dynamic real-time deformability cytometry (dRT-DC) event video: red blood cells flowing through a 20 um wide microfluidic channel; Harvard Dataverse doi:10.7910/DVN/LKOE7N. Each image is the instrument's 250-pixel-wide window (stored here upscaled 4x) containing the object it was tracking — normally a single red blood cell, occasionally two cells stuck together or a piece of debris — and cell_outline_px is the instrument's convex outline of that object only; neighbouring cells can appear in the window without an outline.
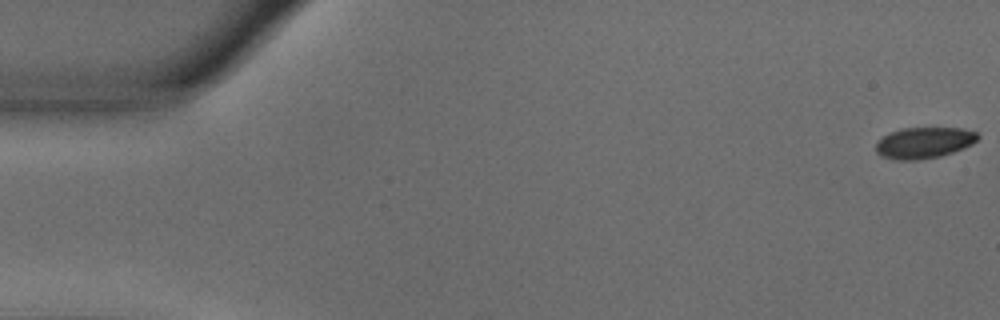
{"species": "common noctule bat (a hibernating species)", "species_latin": "Nyctalus noctula", "temperature_condition": "warm", "stored_images_in_passage": 56, "camera_frame_rate_fps": 3000, "um_per_image_px": 0.085, "animal": {"sex": "male", "body_mass_g": 18.8}, "frame": {"image": 1, "passage_image": 1, "time_ms": 0.0, "image_size_px": [1000, 320], "cell_outline_px": [[980, 136], [972, 144], [964, 148], [940, 156], [916, 160], [900, 160], [880, 156], [876, 152], [876, 140], [900, 128], [960, 128], [976, 132]], "centroid_in_image_um": [78.52, 12.13], "position_along_channel_um": 6.5, "area_um2": 18.44}}
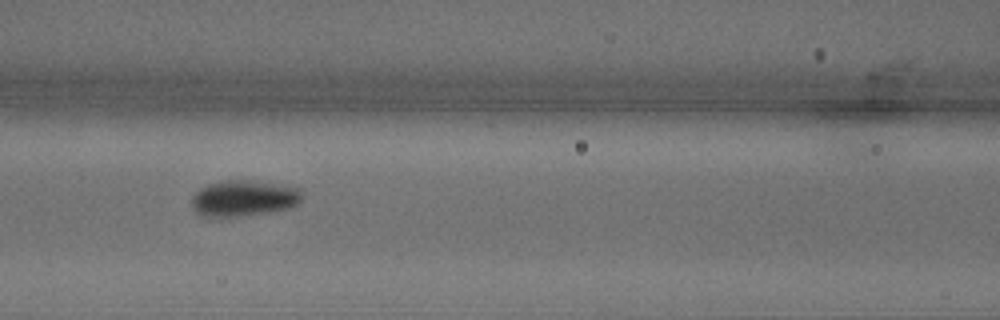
{"frame": {"image": 2, "passage_image": 24, "time_ms": 7.667, "image_size_px": [1000, 320], "cell_outline_px": [[304, 192], [300, 200], [296, 204], [288, 208], [272, 212], [240, 216], [200, 216], [192, 208], [192, 196], [200, 188], [208, 184], [228, 180], [244, 180], [300, 188]], "centroid_in_image_um": [20.7, 16.86], "position_along_channel_um": 145.9, "area_um2": 22.95}}
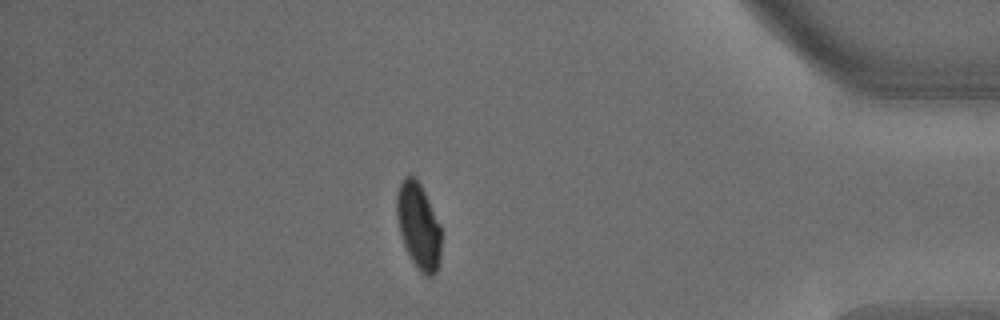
{"frame": {"image": 3, "passage_image": 49, "time_ms": 16.0, "image_size_px": [1000, 320], "cell_outline_px": [[440, 264], [436, 272], [432, 276], [424, 276], [416, 268], [404, 244], [400, 232], [396, 216], [396, 196], [400, 184], [404, 176], [416, 176], [440, 224]], "centroid_in_image_um": [35.57, 19.22], "position_along_channel_um": 399.6, "area_um2": 22.25}, "authors_computed_cell_mechanics": {"area_um2": 22.0796, "velocity_mm_per_s": 3.6493, "shape_relaxation_time_tau1_ms": 2.6295, "shape_relaxation_time_tau2_ms": null, "deformation_change_tau1": 0.1241, "deformation_change_tau2": null}}